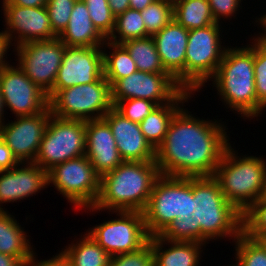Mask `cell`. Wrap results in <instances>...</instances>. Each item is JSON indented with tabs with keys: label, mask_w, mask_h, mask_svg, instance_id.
Instances as JSON below:
<instances>
[{
	"label": "cell",
	"mask_w": 266,
	"mask_h": 266,
	"mask_svg": "<svg viewBox=\"0 0 266 266\" xmlns=\"http://www.w3.org/2000/svg\"><path fill=\"white\" fill-rule=\"evenodd\" d=\"M113 107L111 85L104 75L96 82L61 89L49 100L51 114L63 119H102Z\"/></svg>",
	"instance_id": "7"
},
{
	"label": "cell",
	"mask_w": 266,
	"mask_h": 266,
	"mask_svg": "<svg viewBox=\"0 0 266 266\" xmlns=\"http://www.w3.org/2000/svg\"><path fill=\"white\" fill-rule=\"evenodd\" d=\"M109 266H154L152 245L148 242L137 251L112 256Z\"/></svg>",
	"instance_id": "38"
},
{
	"label": "cell",
	"mask_w": 266,
	"mask_h": 266,
	"mask_svg": "<svg viewBox=\"0 0 266 266\" xmlns=\"http://www.w3.org/2000/svg\"><path fill=\"white\" fill-rule=\"evenodd\" d=\"M220 120L195 117L180 108L172 118L163 143L156 149L160 175L211 177L230 144ZM226 128V129H225Z\"/></svg>",
	"instance_id": "1"
},
{
	"label": "cell",
	"mask_w": 266,
	"mask_h": 266,
	"mask_svg": "<svg viewBox=\"0 0 266 266\" xmlns=\"http://www.w3.org/2000/svg\"><path fill=\"white\" fill-rule=\"evenodd\" d=\"M184 89L168 73L137 71L119 79L112 87V101L139 98L157 106L171 103Z\"/></svg>",
	"instance_id": "14"
},
{
	"label": "cell",
	"mask_w": 266,
	"mask_h": 266,
	"mask_svg": "<svg viewBox=\"0 0 266 266\" xmlns=\"http://www.w3.org/2000/svg\"><path fill=\"white\" fill-rule=\"evenodd\" d=\"M103 47L104 49L108 48L111 50L109 52L106 49L102 50L104 77L111 87L119 79L138 71L135 61L131 58L129 52L122 44H116L106 40Z\"/></svg>",
	"instance_id": "28"
},
{
	"label": "cell",
	"mask_w": 266,
	"mask_h": 266,
	"mask_svg": "<svg viewBox=\"0 0 266 266\" xmlns=\"http://www.w3.org/2000/svg\"><path fill=\"white\" fill-rule=\"evenodd\" d=\"M36 253L34 255V259L28 266H73L71 261L67 258V256L60 251L57 255H53L51 259L45 260H37Z\"/></svg>",
	"instance_id": "40"
},
{
	"label": "cell",
	"mask_w": 266,
	"mask_h": 266,
	"mask_svg": "<svg viewBox=\"0 0 266 266\" xmlns=\"http://www.w3.org/2000/svg\"><path fill=\"white\" fill-rule=\"evenodd\" d=\"M254 73L259 116L266 108V49L254 39Z\"/></svg>",
	"instance_id": "35"
},
{
	"label": "cell",
	"mask_w": 266,
	"mask_h": 266,
	"mask_svg": "<svg viewBox=\"0 0 266 266\" xmlns=\"http://www.w3.org/2000/svg\"><path fill=\"white\" fill-rule=\"evenodd\" d=\"M0 69V89L3 102L15 117L45 112L49 108L47 94L17 65Z\"/></svg>",
	"instance_id": "13"
},
{
	"label": "cell",
	"mask_w": 266,
	"mask_h": 266,
	"mask_svg": "<svg viewBox=\"0 0 266 266\" xmlns=\"http://www.w3.org/2000/svg\"><path fill=\"white\" fill-rule=\"evenodd\" d=\"M47 178L48 186L54 185L75 209L92 207L97 201L100 176L86 155L55 165Z\"/></svg>",
	"instance_id": "9"
},
{
	"label": "cell",
	"mask_w": 266,
	"mask_h": 266,
	"mask_svg": "<svg viewBox=\"0 0 266 266\" xmlns=\"http://www.w3.org/2000/svg\"><path fill=\"white\" fill-rule=\"evenodd\" d=\"M72 241L61 251L71 261L73 266H109L111 256L97 244L87 232L83 238ZM75 242V243H74Z\"/></svg>",
	"instance_id": "26"
},
{
	"label": "cell",
	"mask_w": 266,
	"mask_h": 266,
	"mask_svg": "<svg viewBox=\"0 0 266 266\" xmlns=\"http://www.w3.org/2000/svg\"><path fill=\"white\" fill-rule=\"evenodd\" d=\"M103 47H67L52 88L61 89L96 82L104 75Z\"/></svg>",
	"instance_id": "16"
},
{
	"label": "cell",
	"mask_w": 266,
	"mask_h": 266,
	"mask_svg": "<svg viewBox=\"0 0 266 266\" xmlns=\"http://www.w3.org/2000/svg\"><path fill=\"white\" fill-rule=\"evenodd\" d=\"M189 30L174 19L152 37L165 71L185 90V55Z\"/></svg>",
	"instance_id": "21"
},
{
	"label": "cell",
	"mask_w": 266,
	"mask_h": 266,
	"mask_svg": "<svg viewBox=\"0 0 266 266\" xmlns=\"http://www.w3.org/2000/svg\"><path fill=\"white\" fill-rule=\"evenodd\" d=\"M146 36L147 31L140 11L129 8L116 17L114 31L107 40L122 44Z\"/></svg>",
	"instance_id": "30"
},
{
	"label": "cell",
	"mask_w": 266,
	"mask_h": 266,
	"mask_svg": "<svg viewBox=\"0 0 266 266\" xmlns=\"http://www.w3.org/2000/svg\"><path fill=\"white\" fill-rule=\"evenodd\" d=\"M51 115L45 112L16 117L15 121L0 126V138L6 143L19 163L34 162Z\"/></svg>",
	"instance_id": "15"
},
{
	"label": "cell",
	"mask_w": 266,
	"mask_h": 266,
	"mask_svg": "<svg viewBox=\"0 0 266 266\" xmlns=\"http://www.w3.org/2000/svg\"><path fill=\"white\" fill-rule=\"evenodd\" d=\"M160 176L156 161H124L116 169L100 177V192L94 206L84 208L92 212H143L153 185Z\"/></svg>",
	"instance_id": "3"
},
{
	"label": "cell",
	"mask_w": 266,
	"mask_h": 266,
	"mask_svg": "<svg viewBox=\"0 0 266 266\" xmlns=\"http://www.w3.org/2000/svg\"><path fill=\"white\" fill-rule=\"evenodd\" d=\"M260 241L266 246V237L261 238Z\"/></svg>",
	"instance_id": "50"
},
{
	"label": "cell",
	"mask_w": 266,
	"mask_h": 266,
	"mask_svg": "<svg viewBox=\"0 0 266 266\" xmlns=\"http://www.w3.org/2000/svg\"><path fill=\"white\" fill-rule=\"evenodd\" d=\"M5 106L3 102V97L1 95V89H0V126L4 123V112H5Z\"/></svg>",
	"instance_id": "48"
},
{
	"label": "cell",
	"mask_w": 266,
	"mask_h": 266,
	"mask_svg": "<svg viewBox=\"0 0 266 266\" xmlns=\"http://www.w3.org/2000/svg\"><path fill=\"white\" fill-rule=\"evenodd\" d=\"M156 0H130L129 8L142 11L145 9L149 4L153 3Z\"/></svg>",
	"instance_id": "46"
},
{
	"label": "cell",
	"mask_w": 266,
	"mask_h": 266,
	"mask_svg": "<svg viewBox=\"0 0 266 266\" xmlns=\"http://www.w3.org/2000/svg\"><path fill=\"white\" fill-rule=\"evenodd\" d=\"M66 45L57 37L46 41H32L14 47L18 66L50 100L52 88L61 66Z\"/></svg>",
	"instance_id": "12"
},
{
	"label": "cell",
	"mask_w": 266,
	"mask_h": 266,
	"mask_svg": "<svg viewBox=\"0 0 266 266\" xmlns=\"http://www.w3.org/2000/svg\"><path fill=\"white\" fill-rule=\"evenodd\" d=\"M0 266H25L19 259L0 253Z\"/></svg>",
	"instance_id": "45"
},
{
	"label": "cell",
	"mask_w": 266,
	"mask_h": 266,
	"mask_svg": "<svg viewBox=\"0 0 266 266\" xmlns=\"http://www.w3.org/2000/svg\"><path fill=\"white\" fill-rule=\"evenodd\" d=\"M255 35V38L266 49V35Z\"/></svg>",
	"instance_id": "49"
},
{
	"label": "cell",
	"mask_w": 266,
	"mask_h": 266,
	"mask_svg": "<svg viewBox=\"0 0 266 266\" xmlns=\"http://www.w3.org/2000/svg\"><path fill=\"white\" fill-rule=\"evenodd\" d=\"M256 19L257 20H255V22H257L260 25V27L262 28L263 33H264V34L263 33L260 34V32H259V35H266V13L263 15H260V18L258 17Z\"/></svg>",
	"instance_id": "47"
},
{
	"label": "cell",
	"mask_w": 266,
	"mask_h": 266,
	"mask_svg": "<svg viewBox=\"0 0 266 266\" xmlns=\"http://www.w3.org/2000/svg\"><path fill=\"white\" fill-rule=\"evenodd\" d=\"M252 39L253 42L247 46H227L223 59L211 78L224 105L235 110L243 119L250 120L259 116L254 78V38Z\"/></svg>",
	"instance_id": "4"
},
{
	"label": "cell",
	"mask_w": 266,
	"mask_h": 266,
	"mask_svg": "<svg viewBox=\"0 0 266 266\" xmlns=\"http://www.w3.org/2000/svg\"><path fill=\"white\" fill-rule=\"evenodd\" d=\"M231 143L222 155L213 177L218 181L227 201L242 214L266 190V159L263 157L238 156Z\"/></svg>",
	"instance_id": "5"
},
{
	"label": "cell",
	"mask_w": 266,
	"mask_h": 266,
	"mask_svg": "<svg viewBox=\"0 0 266 266\" xmlns=\"http://www.w3.org/2000/svg\"><path fill=\"white\" fill-rule=\"evenodd\" d=\"M22 165V166H21ZM48 186L47 171L34 162L18 163L14 168L0 171V211L3 204L32 197Z\"/></svg>",
	"instance_id": "18"
},
{
	"label": "cell",
	"mask_w": 266,
	"mask_h": 266,
	"mask_svg": "<svg viewBox=\"0 0 266 266\" xmlns=\"http://www.w3.org/2000/svg\"><path fill=\"white\" fill-rule=\"evenodd\" d=\"M122 45L135 61L138 71L167 73L163 67L152 36L128 40Z\"/></svg>",
	"instance_id": "29"
},
{
	"label": "cell",
	"mask_w": 266,
	"mask_h": 266,
	"mask_svg": "<svg viewBox=\"0 0 266 266\" xmlns=\"http://www.w3.org/2000/svg\"><path fill=\"white\" fill-rule=\"evenodd\" d=\"M243 233L242 213L227 201L213 177H186V208L160 235L169 241L200 242L230 237L234 242Z\"/></svg>",
	"instance_id": "2"
},
{
	"label": "cell",
	"mask_w": 266,
	"mask_h": 266,
	"mask_svg": "<svg viewBox=\"0 0 266 266\" xmlns=\"http://www.w3.org/2000/svg\"><path fill=\"white\" fill-rule=\"evenodd\" d=\"M114 108L125 118L140 123L157 105L146 99L132 98L122 101H112Z\"/></svg>",
	"instance_id": "36"
},
{
	"label": "cell",
	"mask_w": 266,
	"mask_h": 266,
	"mask_svg": "<svg viewBox=\"0 0 266 266\" xmlns=\"http://www.w3.org/2000/svg\"><path fill=\"white\" fill-rule=\"evenodd\" d=\"M89 12L93 25L108 39L115 28L116 17L112 14L108 0H82Z\"/></svg>",
	"instance_id": "34"
},
{
	"label": "cell",
	"mask_w": 266,
	"mask_h": 266,
	"mask_svg": "<svg viewBox=\"0 0 266 266\" xmlns=\"http://www.w3.org/2000/svg\"><path fill=\"white\" fill-rule=\"evenodd\" d=\"M243 233L256 240L266 237V196L263 195L243 214Z\"/></svg>",
	"instance_id": "33"
},
{
	"label": "cell",
	"mask_w": 266,
	"mask_h": 266,
	"mask_svg": "<svg viewBox=\"0 0 266 266\" xmlns=\"http://www.w3.org/2000/svg\"><path fill=\"white\" fill-rule=\"evenodd\" d=\"M112 213L118 215V218L87 230V233L111 257L137 251L149 242L150 235L142 212L112 211Z\"/></svg>",
	"instance_id": "11"
},
{
	"label": "cell",
	"mask_w": 266,
	"mask_h": 266,
	"mask_svg": "<svg viewBox=\"0 0 266 266\" xmlns=\"http://www.w3.org/2000/svg\"><path fill=\"white\" fill-rule=\"evenodd\" d=\"M103 119L110 126L117 149L124 161L156 160V150L145 139L139 123L125 118L114 107L103 116Z\"/></svg>",
	"instance_id": "19"
},
{
	"label": "cell",
	"mask_w": 266,
	"mask_h": 266,
	"mask_svg": "<svg viewBox=\"0 0 266 266\" xmlns=\"http://www.w3.org/2000/svg\"><path fill=\"white\" fill-rule=\"evenodd\" d=\"M11 43L7 37V35L3 32H0V69L5 66H8L10 62H7V53L11 50ZM9 50V51H8Z\"/></svg>",
	"instance_id": "42"
},
{
	"label": "cell",
	"mask_w": 266,
	"mask_h": 266,
	"mask_svg": "<svg viewBox=\"0 0 266 266\" xmlns=\"http://www.w3.org/2000/svg\"><path fill=\"white\" fill-rule=\"evenodd\" d=\"M173 19L187 30L216 23L208 0H174Z\"/></svg>",
	"instance_id": "27"
},
{
	"label": "cell",
	"mask_w": 266,
	"mask_h": 266,
	"mask_svg": "<svg viewBox=\"0 0 266 266\" xmlns=\"http://www.w3.org/2000/svg\"><path fill=\"white\" fill-rule=\"evenodd\" d=\"M96 173L113 171L124 162L108 123L102 118L86 121V153Z\"/></svg>",
	"instance_id": "20"
},
{
	"label": "cell",
	"mask_w": 266,
	"mask_h": 266,
	"mask_svg": "<svg viewBox=\"0 0 266 266\" xmlns=\"http://www.w3.org/2000/svg\"><path fill=\"white\" fill-rule=\"evenodd\" d=\"M2 10L6 26L3 32L14 47L32 41H46L58 37L52 30L46 6L2 5Z\"/></svg>",
	"instance_id": "17"
},
{
	"label": "cell",
	"mask_w": 266,
	"mask_h": 266,
	"mask_svg": "<svg viewBox=\"0 0 266 266\" xmlns=\"http://www.w3.org/2000/svg\"><path fill=\"white\" fill-rule=\"evenodd\" d=\"M149 242L152 245L154 266H198L203 246L206 245L200 242L169 241L160 235L150 237Z\"/></svg>",
	"instance_id": "23"
},
{
	"label": "cell",
	"mask_w": 266,
	"mask_h": 266,
	"mask_svg": "<svg viewBox=\"0 0 266 266\" xmlns=\"http://www.w3.org/2000/svg\"><path fill=\"white\" fill-rule=\"evenodd\" d=\"M212 15L216 23H221L220 18L232 19L237 14L236 11L241 8L240 4L243 0H208Z\"/></svg>",
	"instance_id": "39"
},
{
	"label": "cell",
	"mask_w": 266,
	"mask_h": 266,
	"mask_svg": "<svg viewBox=\"0 0 266 266\" xmlns=\"http://www.w3.org/2000/svg\"><path fill=\"white\" fill-rule=\"evenodd\" d=\"M221 25L189 31L185 55V90L200 92L205 83L211 80L223 59L227 47L222 46Z\"/></svg>",
	"instance_id": "6"
},
{
	"label": "cell",
	"mask_w": 266,
	"mask_h": 266,
	"mask_svg": "<svg viewBox=\"0 0 266 266\" xmlns=\"http://www.w3.org/2000/svg\"><path fill=\"white\" fill-rule=\"evenodd\" d=\"M8 211H0V253L14 256L25 266L34 259L35 252L30 238Z\"/></svg>",
	"instance_id": "25"
},
{
	"label": "cell",
	"mask_w": 266,
	"mask_h": 266,
	"mask_svg": "<svg viewBox=\"0 0 266 266\" xmlns=\"http://www.w3.org/2000/svg\"><path fill=\"white\" fill-rule=\"evenodd\" d=\"M186 177L160 175L143 210L150 237L161 235L175 220L185 215Z\"/></svg>",
	"instance_id": "10"
},
{
	"label": "cell",
	"mask_w": 266,
	"mask_h": 266,
	"mask_svg": "<svg viewBox=\"0 0 266 266\" xmlns=\"http://www.w3.org/2000/svg\"><path fill=\"white\" fill-rule=\"evenodd\" d=\"M18 163L6 143L0 138V171L12 169Z\"/></svg>",
	"instance_id": "41"
},
{
	"label": "cell",
	"mask_w": 266,
	"mask_h": 266,
	"mask_svg": "<svg viewBox=\"0 0 266 266\" xmlns=\"http://www.w3.org/2000/svg\"><path fill=\"white\" fill-rule=\"evenodd\" d=\"M77 0H47L46 8L49 14L53 32L59 36L67 27L71 12Z\"/></svg>",
	"instance_id": "37"
},
{
	"label": "cell",
	"mask_w": 266,
	"mask_h": 266,
	"mask_svg": "<svg viewBox=\"0 0 266 266\" xmlns=\"http://www.w3.org/2000/svg\"><path fill=\"white\" fill-rule=\"evenodd\" d=\"M47 0H2V5H16L22 7H42L46 6Z\"/></svg>",
	"instance_id": "43"
},
{
	"label": "cell",
	"mask_w": 266,
	"mask_h": 266,
	"mask_svg": "<svg viewBox=\"0 0 266 266\" xmlns=\"http://www.w3.org/2000/svg\"><path fill=\"white\" fill-rule=\"evenodd\" d=\"M235 261L232 266H266V246L242 233L235 241Z\"/></svg>",
	"instance_id": "31"
},
{
	"label": "cell",
	"mask_w": 266,
	"mask_h": 266,
	"mask_svg": "<svg viewBox=\"0 0 266 266\" xmlns=\"http://www.w3.org/2000/svg\"><path fill=\"white\" fill-rule=\"evenodd\" d=\"M192 92L183 90L171 103L158 105L139 124L145 139L156 150L164 141L169 124L183 103L193 98Z\"/></svg>",
	"instance_id": "24"
},
{
	"label": "cell",
	"mask_w": 266,
	"mask_h": 266,
	"mask_svg": "<svg viewBox=\"0 0 266 266\" xmlns=\"http://www.w3.org/2000/svg\"><path fill=\"white\" fill-rule=\"evenodd\" d=\"M129 2L130 0H108L111 12L115 17L129 9Z\"/></svg>",
	"instance_id": "44"
},
{
	"label": "cell",
	"mask_w": 266,
	"mask_h": 266,
	"mask_svg": "<svg viewBox=\"0 0 266 266\" xmlns=\"http://www.w3.org/2000/svg\"><path fill=\"white\" fill-rule=\"evenodd\" d=\"M86 153V121L50 115L34 163L47 172Z\"/></svg>",
	"instance_id": "8"
},
{
	"label": "cell",
	"mask_w": 266,
	"mask_h": 266,
	"mask_svg": "<svg viewBox=\"0 0 266 266\" xmlns=\"http://www.w3.org/2000/svg\"><path fill=\"white\" fill-rule=\"evenodd\" d=\"M147 36L160 32L173 20L174 4L172 0H156L140 11Z\"/></svg>",
	"instance_id": "32"
},
{
	"label": "cell",
	"mask_w": 266,
	"mask_h": 266,
	"mask_svg": "<svg viewBox=\"0 0 266 266\" xmlns=\"http://www.w3.org/2000/svg\"><path fill=\"white\" fill-rule=\"evenodd\" d=\"M58 38L67 47H103L107 40L93 25L82 0L74 4L68 25Z\"/></svg>",
	"instance_id": "22"
}]
</instances>
